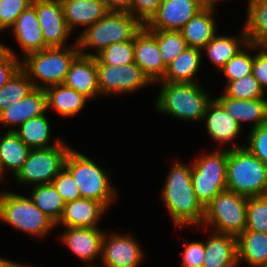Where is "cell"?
I'll list each match as a JSON object with an SVG mask.
<instances>
[{"label":"cell","instance_id":"obj_3","mask_svg":"<svg viewBox=\"0 0 267 267\" xmlns=\"http://www.w3.org/2000/svg\"><path fill=\"white\" fill-rule=\"evenodd\" d=\"M143 26L128 12L108 11L103 18L85 28L75 40L81 55L96 57L111 44L134 40ZM88 48H96L97 53H86L84 49Z\"/></svg>","mask_w":267,"mask_h":267},{"label":"cell","instance_id":"obj_30","mask_svg":"<svg viewBox=\"0 0 267 267\" xmlns=\"http://www.w3.org/2000/svg\"><path fill=\"white\" fill-rule=\"evenodd\" d=\"M50 124L45 114L33 117L20 125L18 128L11 129L7 127L8 131H14L20 140L30 149L50 148L60 144L61 139L50 145Z\"/></svg>","mask_w":267,"mask_h":267},{"label":"cell","instance_id":"obj_12","mask_svg":"<svg viewBox=\"0 0 267 267\" xmlns=\"http://www.w3.org/2000/svg\"><path fill=\"white\" fill-rule=\"evenodd\" d=\"M144 255L140 243L130 234L104 233L100 259L104 267H138Z\"/></svg>","mask_w":267,"mask_h":267},{"label":"cell","instance_id":"obj_32","mask_svg":"<svg viewBox=\"0 0 267 267\" xmlns=\"http://www.w3.org/2000/svg\"><path fill=\"white\" fill-rule=\"evenodd\" d=\"M30 148L25 145L14 131H8L0 136V160L3 170L9 169L14 176L22 168Z\"/></svg>","mask_w":267,"mask_h":267},{"label":"cell","instance_id":"obj_37","mask_svg":"<svg viewBox=\"0 0 267 267\" xmlns=\"http://www.w3.org/2000/svg\"><path fill=\"white\" fill-rule=\"evenodd\" d=\"M133 62L134 40L111 44L96 56V64L121 66Z\"/></svg>","mask_w":267,"mask_h":267},{"label":"cell","instance_id":"obj_33","mask_svg":"<svg viewBox=\"0 0 267 267\" xmlns=\"http://www.w3.org/2000/svg\"><path fill=\"white\" fill-rule=\"evenodd\" d=\"M33 187L31 197L29 198L44 214L57 224L65 206L63 198L52 183L35 185Z\"/></svg>","mask_w":267,"mask_h":267},{"label":"cell","instance_id":"obj_4","mask_svg":"<svg viewBox=\"0 0 267 267\" xmlns=\"http://www.w3.org/2000/svg\"><path fill=\"white\" fill-rule=\"evenodd\" d=\"M73 46L48 47L23 57L21 69L28 75L34 88L45 89L64 83L71 63L80 54L76 41Z\"/></svg>","mask_w":267,"mask_h":267},{"label":"cell","instance_id":"obj_39","mask_svg":"<svg viewBox=\"0 0 267 267\" xmlns=\"http://www.w3.org/2000/svg\"><path fill=\"white\" fill-rule=\"evenodd\" d=\"M245 230L267 233V194L248 197Z\"/></svg>","mask_w":267,"mask_h":267},{"label":"cell","instance_id":"obj_47","mask_svg":"<svg viewBox=\"0 0 267 267\" xmlns=\"http://www.w3.org/2000/svg\"><path fill=\"white\" fill-rule=\"evenodd\" d=\"M108 11L130 12L132 0H103Z\"/></svg>","mask_w":267,"mask_h":267},{"label":"cell","instance_id":"obj_13","mask_svg":"<svg viewBox=\"0 0 267 267\" xmlns=\"http://www.w3.org/2000/svg\"><path fill=\"white\" fill-rule=\"evenodd\" d=\"M45 44L48 47H65L71 31L65 21L60 0H32ZM66 44V45H65Z\"/></svg>","mask_w":267,"mask_h":267},{"label":"cell","instance_id":"obj_44","mask_svg":"<svg viewBox=\"0 0 267 267\" xmlns=\"http://www.w3.org/2000/svg\"><path fill=\"white\" fill-rule=\"evenodd\" d=\"M162 0H132V16L137 18L144 26L157 13Z\"/></svg>","mask_w":267,"mask_h":267},{"label":"cell","instance_id":"obj_28","mask_svg":"<svg viewBox=\"0 0 267 267\" xmlns=\"http://www.w3.org/2000/svg\"><path fill=\"white\" fill-rule=\"evenodd\" d=\"M44 90L46 93L47 111L54 107L62 117H71L78 114L89 100L64 83L49 86Z\"/></svg>","mask_w":267,"mask_h":267},{"label":"cell","instance_id":"obj_34","mask_svg":"<svg viewBox=\"0 0 267 267\" xmlns=\"http://www.w3.org/2000/svg\"><path fill=\"white\" fill-rule=\"evenodd\" d=\"M34 88L28 75L20 68L0 88V114L26 97Z\"/></svg>","mask_w":267,"mask_h":267},{"label":"cell","instance_id":"obj_23","mask_svg":"<svg viewBox=\"0 0 267 267\" xmlns=\"http://www.w3.org/2000/svg\"><path fill=\"white\" fill-rule=\"evenodd\" d=\"M205 243L203 267H238L237 237L211 233Z\"/></svg>","mask_w":267,"mask_h":267},{"label":"cell","instance_id":"obj_27","mask_svg":"<svg viewBox=\"0 0 267 267\" xmlns=\"http://www.w3.org/2000/svg\"><path fill=\"white\" fill-rule=\"evenodd\" d=\"M202 50L194 47H186L167 66L164 77L159 81L170 83H196L194 76L202 64Z\"/></svg>","mask_w":267,"mask_h":267},{"label":"cell","instance_id":"obj_6","mask_svg":"<svg viewBox=\"0 0 267 267\" xmlns=\"http://www.w3.org/2000/svg\"><path fill=\"white\" fill-rule=\"evenodd\" d=\"M64 167L76 181L81 198L96 200L106 208L111 206L117 197V191L110 181V173H106L86 155L72 148L66 157Z\"/></svg>","mask_w":267,"mask_h":267},{"label":"cell","instance_id":"obj_38","mask_svg":"<svg viewBox=\"0 0 267 267\" xmlns=\"http://www.w3.org/2000/svg\"><path fill=\"white\" fill-rule=\"evenodd\" d=\"M223 93L233 99H259L266 95L252 74L226 83Z\"/></svg>","mask_w":267,"mask_h":267},{"label":"cell","instance_id":"obj_50","mask_svg":"<svg viewBox=\"0 0 267 267\" xmlns=\"http://www.w3.org/2000/svg\"><path fill=\"white\" fill-rule=\"evenodd\" d=\"M4 170H3V166H2V163H1V160H0V181L2 180L3 181V179L2 178H4V177H2L4 174Z\"/></svg>","mask_w":267,"mask_h":267},{"label":"cell","instance_id":"obj_35","mask_svg":"<svg viewBox=\"0 0 267 267\" xmlns=\"http://www.w3.org/2000/svg\"><path fill=\"white\" fill-rule=\"evenodd\" d=\"M157 38L158 48L167 67L173 59L179 56L187 47L186 41L180 31L150 30Z\"/></svg>","mask_w":267,"mask_h":267},{"label":"cell","instance_id":"obj_36","mask_svg":"<svg viewBox=\"0 0 267 267\" xmlns=\"http://www.w3.org/2000/svg\"><path fill=\"white\" fill-rule=\"evenodd\" d=\"M250 48L258 49V45L248 43L245 48L243 47V49H241L220 69V71H222L224 76L227 78V83L252 74L254 55L251 56L250 53H247L249 52Z\"/></svg>","mask_w":267,"mask_h":267},{"label":"cell","instance_id":"obj_22","mask_svg":"<svg viewBox=\"0 0 267 267\" xmlns=\"http://www.w3.org/2000/svg\"><path fill=\"white\" fill-rule=\"evenodd\" d=\"M203 120L208 135L222 144L231 143L242 132V127L214 98L208 104Z\"/></svg>","mask_w":267,"mask_h":267},{"label":"cell","instance_id":"obj_18","mask_svg":"<svg viewBox=\"0 0 267 267\" xmlns=\"http://www.w3.org/2000/svg\"><path fill=\"white\" fill-rule=\"evenodd\" d=\"M64 84L88 99L100 95L96 57L79 54L71 63Z\"/></svg>","mask_w":267,"mask_h":267},{"label":"cell","instance_id":"obj_17","mask_svg":"<svg viewBox=\"0 0 267 267\" xmlns=\"http://www.w3.org/2000/svg\"><path fill=\"white\" fill-rule=\"evenodd\" d=\"M108 209L100 202L80 198L65 203L63 213L56 225L70 228H98L97 224Z\"/></svg>","mask_w":267,"mask_h":267},{"label":"cell","instance_id":"obj_7","mask_svg":"<svg viewBox=\"0 0 267 267\" xmlns=\"http://www.w3.org/2000/svg\"><path fill=\"white\" fill-rule=\"evenodd\" d=\"M0 220L31 236L43 238L56 224L29 197L0 192Z\"/></svg>","mask_w":267,"mask_h":267},{"label":"cell","instance_id":"obj_1","mask_svg":"<svg viewBox=\"0 0 267 267\" xmlns=\"http://www.w3.org/2000/svg\"><path fill=\"white\" fill-rule=\"evenodd\" d=\"M188 165L181 161L172 165L161 192V199L176 226L201 227L204 219V207L194 193L191 178L192 163Z\"/></svg>","mask_w":267,"mask_h":267},{"label":"cell","instance_id":"obj_40","mask_svg":"<svg viewBox=\"0 0 267 267\" xmlns=\"http://www.w3.org/2000/svg\"><path fill=\"white\" fill-rule=\"evenodd\" d=\"M32 0H0V31L11 28Z\"/></svg>","mask_w":267,"mask_h":267},{"label":"cell","instance_id":"obj_42","mask_svg":"<svg viewBox=\"0 0 267 267\" xmlns=\"http://www.w3.org/2000/svg\"><path fill=\"white\" fill-rule=\"evenodd\" d=\"M247 141L245 148L267 165V123L250 129Z\"/></svg>","mask_w":267,"mask_h":267},{"label":"cell","instance_id":"obj_14","mask_svg":"<svg viewBox=\"0 0 267 267\" xmlns=\"http://www.w3.org/2000/svg\"><path fill=\"white\" fill-rule=\"evenodd\" d=\"M204 8L201 0H162L157 13L145 25L149 30H181Z\"/></svg>","mask_w":267,"mask_h":267},{"label":"cell","instance_id":"obj_11","mask_svg":"<svg viewBox=\"0 0 267 267\" xmlns=\"http://www.w3.org/2000/svg\"><path fill=\"white\" fill-rule=\"evenodd\" d=\"M97 78L100 94L106 95L126 94L152 84L135 62L121 66L97 64Z\"/></svg>","mask_w":267,"mask_h":267},{"label":"cell","instance_id":"obj_29","mask_svg":"<svg viewBox=\"0 0 267 267\" xmlns=\"http://www.w3.org/2000/svg\"><path fill=\"white\" fill-rule=\"evenodd\" d=\"M248 44L244 29L241 30L239 38L225 35H214V37L201 49L202 54L210 59L218 71L233 57L242 47Z\"/></svg>","mask_w":267,"mask_h":267},{"label":"cell","instance_id":"obj_24","mask_svg":"<svg viewBox=\"0 0 267 267\" xmlns=\"http://www.w3.org/2000/svg\"><path fill=\"white\" fill-rule=\"evenodd\" d=\"M68 29L83 25L86 28L103 18L108 10L103 0H60Z\"/></svg>","mask_w":267,"mask_h":267},{"label":"cell","instance_id":"obj_10","mask_svg":"<svg viewBox=\"0 0 267 267\" xmlns=\"http://www.w3.org/2000/svg\"><path fill=\"white\" fill-rule=\"evenodd\" d=\"M71 147L61 142L50 148L30 149L22 168L14 176L20 184H51L64 168Z\"/></svg>","mask_w":267,"mask_h":267},{"label":"cell","instance_id":"obj_26","mask_svg":"<svg viewBox=\"0 0 267 267\" xmlns=\"http://www.w3.org/2000/svg\"><path fill=\"white\" fill-rule=\"evenodd\" d=\"M238 266L265 267L267 263V233L244 230L237 237Z\"/></svg>","mask_w":267,"mask_h":267},{"label":"cell","instance_id":"obj_21","mask_svg":"<svg viewBox=\"0 0 267 267\" xmlns=\"http://www.w3.org/2000/svg\"><path fill=\"white\" fill-rule=\"evenodd\" d=\"M47 112L44 89L35 88L19 102L11 105L0 114V123L4 126L18 127L33 117Z\"/></svg>","mask_w":267,"mask_h":267},{"label":"cell","instance_id":"obj_16","mask_svg":"<svg viewBox=\"0 0 267 267\" xmlns=\"http://www.w3.org/2000/svg\"><path fill=\"white\" fill-rule=\"evenodd\" d=\"M60 241L65 244L78 258L82 259L86 267H98L95 259H101L102 239L104 231L99 228H70L65 227Z\"/></svg>","mask_w":267,"mask_h":267},{"label":"cell","instance_id":"obj_48","mask_svg":"<svg viewBox=\"0 0 267 267\" xmlns=\"http://www.w3.org/2000/svg\"><path fill=\"white\" fill-rule=\"evenodd\" d=\"M21 263H16L8 259L0 258V267H25Z\"/></svg>","mask_w":267,"mask_h":267},{"label":"cell","instance_id":"obj_5","mask_svg":"<svg viewBox=\"0 0 267 267\" xmlns=\"http://www.w3.org/2000/svg\"><path fill=\"white\" fill-rule=\"evenodd\" d=\"M161 83L162 89L157 98L156 108L177 119L203 121L208 104L213 100L198 83Z\"/></svg>","mask_w":267,"mask_h":267},{"label":"cell","instance_id":"obj_15","mask_svg":"<svg viewBox=\"0 0 267 267\" xmlns=\"http://www.w3.org/2000/svg\"><path fill=\"white\" fill-rule=\"evenodd\" d=\"M134 62L153 84L165 75L167 67L162 60L157 38L146 26L134 37Z\"/></svg>","mask_w":267,"mask_h":267},{"label":"cell","instance_id":"obj_25","mask_svg":"<svg viewBox=\"0 0 267 267\" xmlns=\"http://www.w3.org/2000/svg\"><path fill=\"white\" fill-rule=\"evenodd\" d=\"M215 9L204 7L179 30L188 47L203 49L217 33Z\"/></svg>","mask_w":267,"mask_h":267},{"label":"cell","instance_id":"obj_8","mask_svg":"<svg viewBox=\"0 0 267 267\" xmlns=\"http://www.w3.org/2000/svg\"><path fill=\"white\" fill-rule=\"evenodd\" d=\"M247 202L248 197L235 192H220L204 207L202 229L238 237L246 229Z\"/></svg>","mask_w":267,"mask_h":267},{"label":"cell","instance_id":"obj_20","mask_svg":"<svg viewBox=\"0 0 267 267\" xmlns=\"http://www.w3.org/2000/svg\"><path fill=\"white\" fill-rule=\"evenodd\" d=\"M15 40L24 51V56L48 48L45 44L35 7L29 5L11 27Z\"/></svg>","mask_w":267,"mask_h":267},{"label":"cell","instance_id":"obj_45","mask_svg":"<svg viewBox=\"0 0 267 267\" xmlns=\"http://www.w3.org/2000/svg\"><path fill=\"white\" fill-rule=\"evenodd\" d=\"M205 242H186L182 253V267H203Z\"/></svg>","mask_w":267,"mask_h":267},{"label":"cell","instance_id":"obj_43","mask_svg":"<svg viewBox=\"0 0 267 267\" xmlns=\"http://www.w3.org/2000/svg\"><path fill=\"white\" fill-rule=\"evenodd\" d=\"M17 56L12 49L0 43V88L21 68V60Z\"/></svg>","mask_w":267,"mask_h":267},{"label":"cell","instance_id":"obj_46","mask_svg":"<svg viewBox=\"0 0 267 267\" xmlns=\"http://www.w3.org/2000/svg\"><path fill=\"white\" fill-rule=\"evenodd\" d=\"M258 52L254 55L252 75L258 81L263 91L267 89V45H258Z\"/></svg>","mask_w":267,"mask_h":267},{"label":"cell","instance_id":"obj_19","mask_svg":"<svg viewBox=\"0 0 267 267\" xmlns=\"http://www.w3.org/2000/svg\"><path fill=\"white\" fill-rule=\"evenodd\" d=\"M242 127V123H253L251 129L267 123V98L233 99L226 96L214 98Z\"/></svg>","mask_w":267,"mask_h":267},{"label":"cell","instance_id":"obj_31","mask_svg":"<svg viewBox=\"0 0 267 267\" xmlns=\"http://www.w3.org/2000/svg\"><path fill=\"white\" fill-rule=\"evenodd\" d=\"M244 31L248 43L267 45V0H248Z\"/></svg>","mask_w":267,"mask_h":267},{"label":"cell","instance_id":"obj_41","mask_svg":"<svg viewBox=\"0 0 267 267\" xmlns=\"http://www.w3.org/2000/svg\"><path fill=\"white\" fill-rule=\"evenodd\" d=\"M52 184L65 203L81 198L76 181L65 167L53 179Z\"/></svg>","mask_w":267,"mask_h":267},{"label":"cell","instance_id":"obj_9","mask_svg":"<svg viewBox=\"0 0 267 267\" xmlns=\"http://www.w3.org/2000/svg\"><path fill=\"white\" fill-rule=\"evenodd\" d=\"M191 163L194 193L205 207L216 195L226 190L227 149L214 150L195 158Z\"/></svg>","mask_w":267,"mask_h":267},{"label":"cell","instance_id":"obj_49","mask_svg":"<svg viewBox=\"0 0 267 267\" xmlns=\"http://www.w3.org/2000/svg\"><path fill=\"white\" fill-rule=\"evenodd\" d=\"M218 0H201L204 7L215 9V2Z\"/></svg>","mask_w":267,"mask_h":267},{"label":"cell","instance_id":"obj_2","mask_svg":"<svg viewBox=\"0 0 267 267\" xmlns=\"http://www.w3.org/2000/svg\"><path fill=\"white\" fill-rule=\"evenodd\" d=\"M233 143L227 149L226 190L245 197L267 194V165L247 148Z\"/></svg>","mask_w":267,"mask_h":267}]
</instances>
